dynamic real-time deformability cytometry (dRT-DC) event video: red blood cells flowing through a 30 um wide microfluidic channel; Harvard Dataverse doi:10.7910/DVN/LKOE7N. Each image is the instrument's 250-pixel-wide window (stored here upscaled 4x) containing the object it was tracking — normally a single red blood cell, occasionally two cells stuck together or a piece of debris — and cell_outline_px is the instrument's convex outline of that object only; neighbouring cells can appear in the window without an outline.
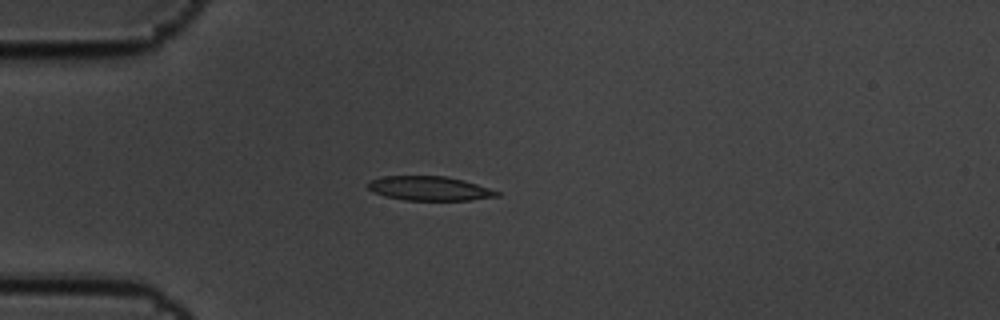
{"species": "common noctule bat (a hibernating species)", "species_latin": "Nyctalus noctula", "temperature_condition": "cold", "stored_images_in_passage": 4, "camera_frame_rate_fps": 3000, "um_per_image_px": 0.085, "animal": {"sex": "male", "body_mass_g": 19.5, "forearm_length_mm": 54.6}, "frame": {"image": 1, "passage_image": 4, "time_ms": 1.0, "image_size_px": [1000, 320], "cell_outline_px": [[500, 196], [468, 200], [404, 200], [384, 196], [372, 192], [368, 188], [368, 180], [384, 176], [448, 176], [464, 180], [500, 192]], "centroid_in_image_um": [36.47, 16.01], "position_along_channel_um": 48.5, "area_um2": 18.26}}